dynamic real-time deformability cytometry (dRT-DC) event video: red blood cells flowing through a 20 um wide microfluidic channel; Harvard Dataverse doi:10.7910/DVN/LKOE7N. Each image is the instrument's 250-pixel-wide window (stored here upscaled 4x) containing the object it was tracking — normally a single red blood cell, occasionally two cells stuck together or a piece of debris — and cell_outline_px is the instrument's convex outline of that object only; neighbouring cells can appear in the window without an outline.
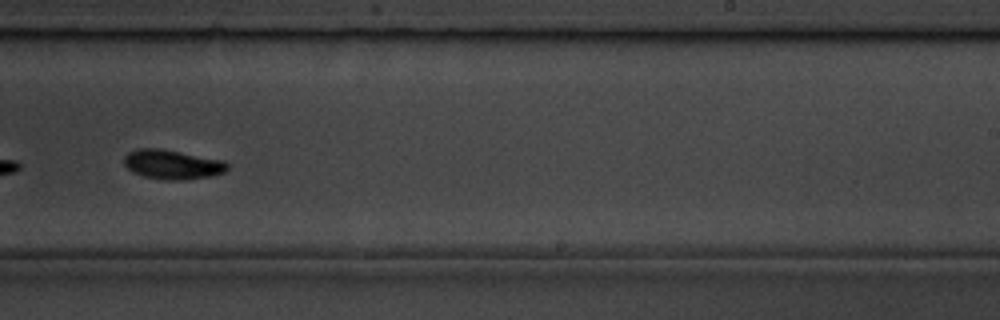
{"species": "common noctule bat (a hibernating species)", "species_latin": "Nyctalus noctula", "temperature_condition": "room temperature", "stored_images_in_passage": 13, "camera_frame_rate_fps": 3000, "um_per_image_px": 0.085, "animal": {"sex": "male", "body_mass_g": 19.5, "forearm_length_mm": 54.6}, "frame": {"image": 1, "passage_image": 10, "time_ms": 10.333, "image_size_px": [1000, 320], "cell_outline_px": [[228, 168], [224, 172], [212, 176], [184, 180], [164, 180], [144, 176], [132, 172], [124, 164], [124, 156], [128, 152], [136, 148], [160, 148], [224, 160], [228, 164]], "centroid_in_image_um": [14.64, 13.97], "position_along_channel_um": 274.4, "area_um2": 17.86}}
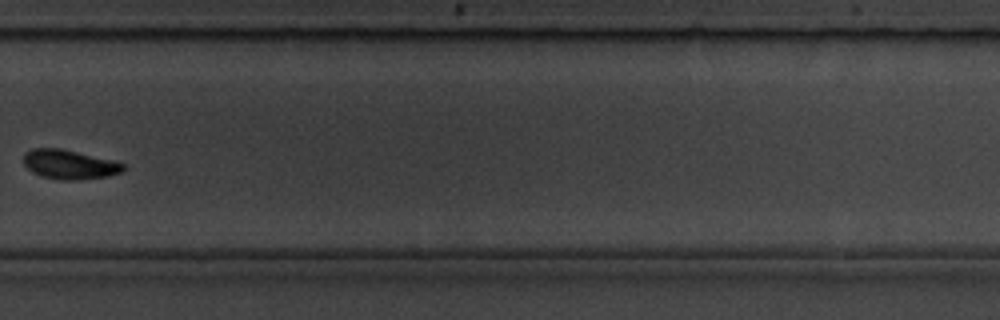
{"frame": {"image": 2, "passage_image": 11, "time_ms": 11.667, "image_size_px": [1000, 320], "cell_outline_px": [[124, 168], [120, 172], [108, 176], [80, 180], [60, 180], [44, 176], [32, 172], [24, 164], [24, 152], [32, 148], [60, 148], [116, 160], [124, 164]], "centroid_in_image_um": [5.91, 13.97], "position_along_channel_um": 323.9, "area_um2": 17.11}, "authors_computed_cell_mechanics": {"area_um2": 18.3804, "velocity_mm_per_s": 3.7078, "shape_relaxation_time_tau1_ms": 2.7808, "shape_relaxation_time_tau2_ms": null, "deformation_change_tau1": 0.1254, "deformation_change_tau2": null}}